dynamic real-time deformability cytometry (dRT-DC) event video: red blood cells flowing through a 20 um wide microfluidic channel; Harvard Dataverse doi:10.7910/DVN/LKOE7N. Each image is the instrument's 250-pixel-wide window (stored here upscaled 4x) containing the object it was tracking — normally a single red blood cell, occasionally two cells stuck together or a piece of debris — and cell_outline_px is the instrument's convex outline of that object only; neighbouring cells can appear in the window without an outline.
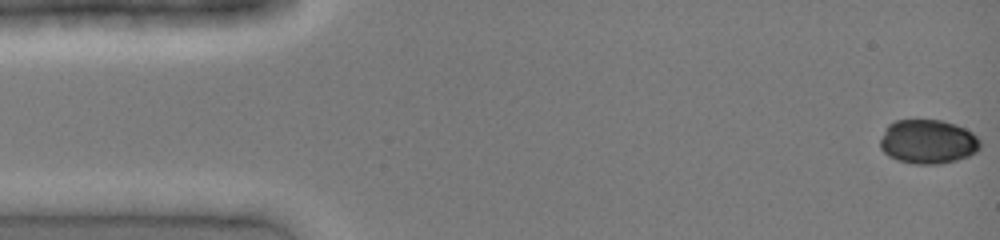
{"species": "common noctule bat (a hibernating species)", "species_latin": "Nyctalus noctula", "temperature_condition": "cold", "stored_images_in_passage": 35, "camera_frame_rate_fps": 3000, "um_per_image_px": 0.085, "animal": {"sex": "female", "body_mass_g": 19.0, "forearm_length_mm": 51.5}, "frame": {"image": 1, "passage_image": 1, "time_ms": 0.0, "image_size_px": [1000, 240], "cell_outline_px": [[980, 148], [976, 152], [968, 156], [956, 160], [940, 164], [912, 164], [896, 160], [888, 156], [880, 148], [880, 140], [884, 128], [888, 124], [896, 120], [940, 120], [956, 124], [972, 132], [980, 140]], "centroid_in_image_um": [78.85, 12.05], "position_along_channel_um": 6.2, "area_um2": 26.01}}
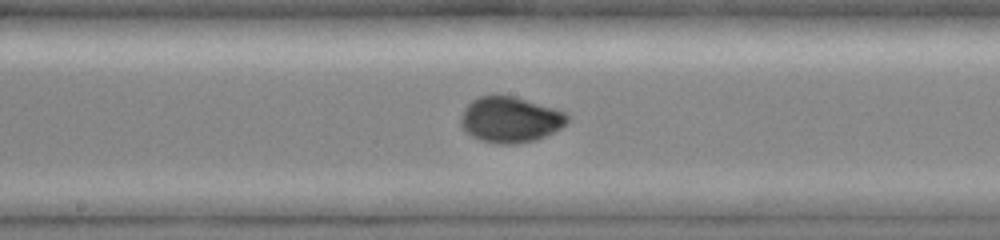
{"frame": {"image": 2, "passage_image": 22, "time_ms": 7.0, "image_size_px": [1000, 240], "cell_outline_px": [[568, 120], [560, 128], [536, 140], [512, 144], [500, 144], [480, 140], [472, 136], [460, 124], [460, 120], [464, 108], [472, 100], [480, 96], [512, 96], [552, 108], [564, 112], [568, 116]], "centroid_in_image_um": [43.34, 10.18], "position_along_channel_um": 204.9, "area_um2": 27.8}}
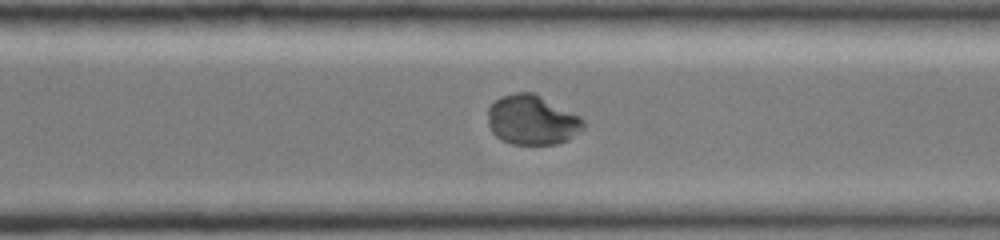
{"frame": {"image": 3, "passage_image": 30, "time_ms": 9.667, "image_size_px": [1000, 240], "cell_outline_px": [[588, 124], [584, 128], [568, 140], [556, 144], [512, 144], [496, 136], [492, 132], [488, 124], [488, 108], [500, 96], [516, 92], [532, 92], [580, 116]], "centroid_in_image_um": [45.24, 10.2], "position_along_channel_um": 325.4, "area_um2": 27.63}}